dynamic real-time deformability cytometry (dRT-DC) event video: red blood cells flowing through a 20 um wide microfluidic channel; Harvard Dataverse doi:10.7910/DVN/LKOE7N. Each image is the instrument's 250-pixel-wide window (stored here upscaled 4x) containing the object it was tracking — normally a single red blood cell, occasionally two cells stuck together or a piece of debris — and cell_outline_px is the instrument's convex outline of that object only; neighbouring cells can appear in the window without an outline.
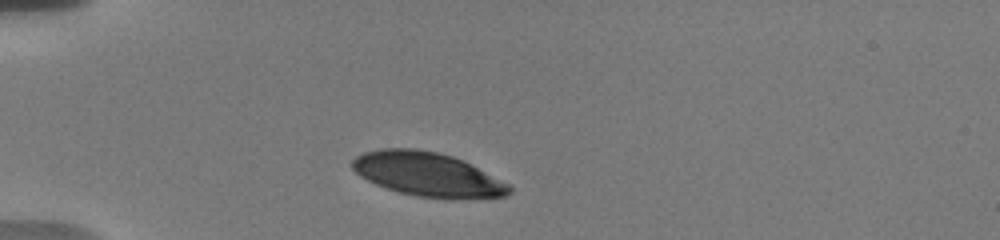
{"species": "human", "species_latin": "Homo sapiens", "temperature_condition": "warm", "stored_images_in_passage": 13, "camera_frame_rate_fps": 3000, "um_per_image_px": 0.085, "donor": {"sex": "male"}, "frame": {"image": 1, "passage_image": 1, "time_ms": 0.0, "image_size_px": [1000, 240], "cell_outline_px": [[512, 192], [508, 196], [416, 196], [400, 192], [376, 184], [360, 176], [348, 164], [356, 156], [364, 152], [380, 148], [416, 148], [436, 152], [452, 156], [512, 184]], "centroid_in_image_um": [36.28, 14.77], "position_along_channel_um": 48.7, "area_um2": 39.3}}
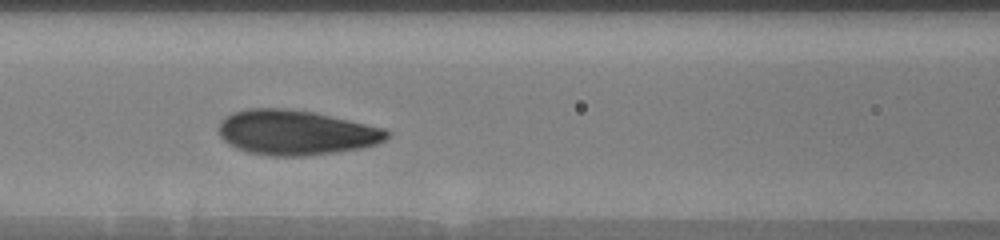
{"frame": {"image": 2, "passage_image": 10, "time_ms": 3.333, "image_size_px": [1000, 240], "cell_outline_px": [[392, 132], [384, 140], [376, 144], [360, 148], [336, 152], [304, 156], [268, 156], [248, 152], [236, 148], [228, 144], [220, 136], [220, 120], [224, 116], [232, 112], [248, 108], [288, 108], [316, 112], [388, 128]], "centroid_in_image_um": [25.18, 11.25], "position_along_channel_um": 141.4, "area_um2": 44.56}}
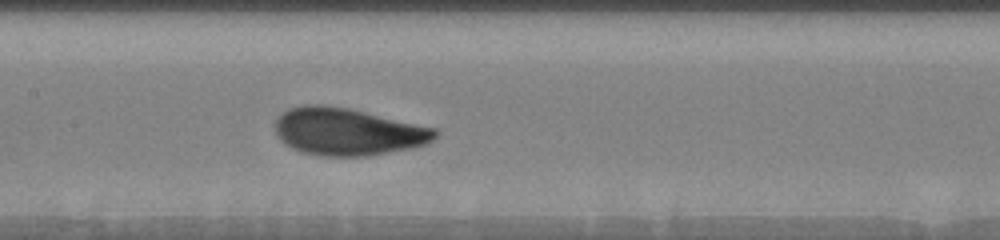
{"frame": {"image": 3, "passage_image": 13, "time_ms": 4.333, "image_size_px": [1000, 240], "cell_outline_px": [[440, 132], [428, 144], [412, 148], [368, 156], [320, 156], [300, 152], [284, 144], [276, 136], [276, 120], [288, 108], [304, 104], [324, 104], [348, 108], [436, 128]], "centroid_in_image_um": [29.55, 11.2], "position_along_channel_um": 177.9, "area_um2": 44.39}}